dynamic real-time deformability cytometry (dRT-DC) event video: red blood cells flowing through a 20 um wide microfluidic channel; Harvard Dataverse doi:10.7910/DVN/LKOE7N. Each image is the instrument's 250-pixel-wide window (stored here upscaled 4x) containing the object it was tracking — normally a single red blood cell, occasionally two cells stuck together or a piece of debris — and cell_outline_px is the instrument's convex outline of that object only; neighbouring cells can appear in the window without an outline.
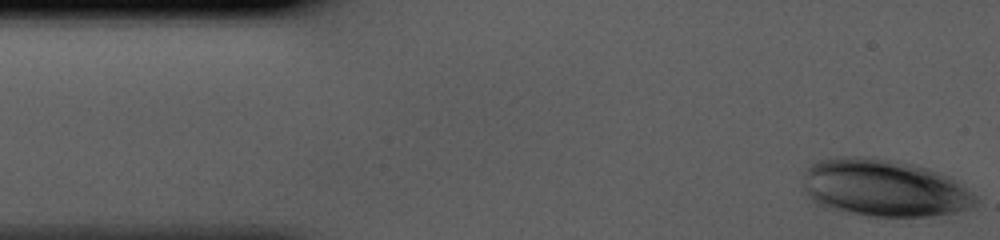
{"species": "human", "species_latin": "Homo sapiens", "temperature_condition": "cold", "stored_images_in_passage": 36, "camera_frame_rate_fps": 3000, "um_per_image_px": 0.085, "donor": {"sex": "male"}, "frame": {"image": 1, "passage_image": 1, "time_ms": 0.0, "image_size_px": [1000, 240], "cell_outline_px": [[980, 200], [976, 204], [968, 208], [956, 212], [932, 216], [872, 216], [824, 208], [816, 204], [804, 192], [800, 184], [804, 172], [812, 164], [820, 160], [836, 156], [872, 156], [896, 160], [928, 168], [948, 176], [956, 180], [972, 192]], "centroid_in_image_um": [75.1, 15.96], "position_along_channel_um": 9.9, "area_um2": 58.38}}
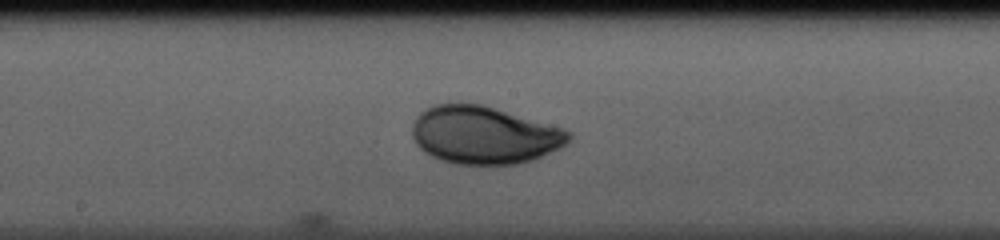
{"frame": {"image": 2, "passage_image": 21, "time_ms": 6.667, "image_size_px": [1000, 240], "cell_outline_px": [[572, 140], [568, 144], [560, 148], [532, 160], [516, 164], [456, 164], [440, 160], [424, 152], [416, 144], [412, 136], [412, 124], [416, 116], [420, 112], [436, 104], [480, 104], [564, 128], [572, 132]], "centroid_in_image_um": [41.17, 11.49], "position_along_channel_um": 207.0, "area_um2": 52.66}}
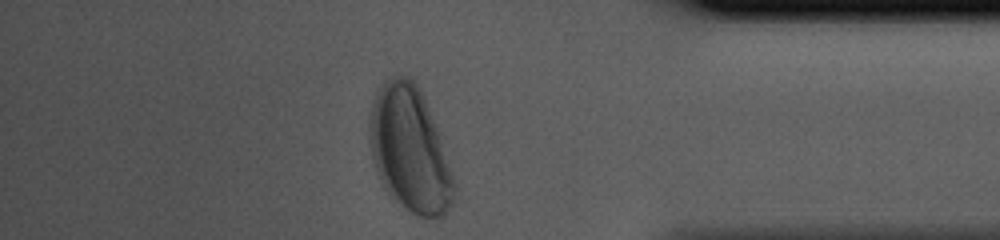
{"frame": {"image": 3, "passage_image": 36, "time_ms": 11.667, "image_size_px": [1000, 240], "cell_outline_px": [[456, 196], [452, 204], [444, 216], [420, 216], [412, 212], [392, 200], [384, 188], [372, 164], [368, 136], [368, 124], [372, 100], [380, 84], [384, 80], [392, 76], [408, 76], [420, 88], [440, 136], [456, 184]], "centroid_in_image_um": [34.8, 12.7], "position_along_channel_um": 400.4, "area_um2": 62.31}}